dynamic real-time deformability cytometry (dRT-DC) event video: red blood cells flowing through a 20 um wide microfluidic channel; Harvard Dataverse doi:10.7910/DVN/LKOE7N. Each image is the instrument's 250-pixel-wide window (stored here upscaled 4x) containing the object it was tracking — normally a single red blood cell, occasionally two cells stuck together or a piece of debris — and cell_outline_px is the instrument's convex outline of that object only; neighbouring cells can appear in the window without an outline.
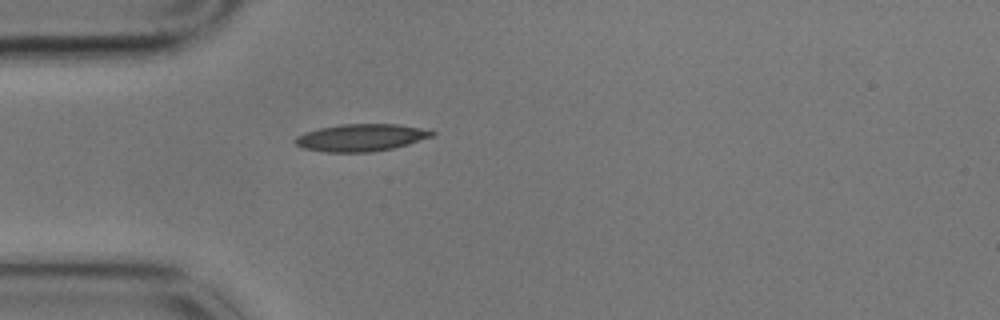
{"species": "common noctule bat (a hibernating species)", "species_latin": "Nyctalus noctula", "temperature_condition": "cold", "stored_images_in_passage": 1, "camera_frame_rate_fps": 3000, "um_per_image_px": 0.085, "animal": {"sex": "male", "body_mass_g": 17.9}, "frame": {"image": 1, "passage_image": 1, "time_ms": 0.0, "image_size_px": [1000, 320], "cell_outline_px": [[436, 132], [432, 136], [408, 144], [392, 148], [372, 152], [324, 152], [304, 148], [296, 144], [292, 140], [296, 136], [304, 132], [320, 128], [340, 124], [396, 124], [420, 128]], "centroid_in_image_um": [30.63, 11.7], "position_along_channel_um": 54.4, "area_um2": 21.62}}